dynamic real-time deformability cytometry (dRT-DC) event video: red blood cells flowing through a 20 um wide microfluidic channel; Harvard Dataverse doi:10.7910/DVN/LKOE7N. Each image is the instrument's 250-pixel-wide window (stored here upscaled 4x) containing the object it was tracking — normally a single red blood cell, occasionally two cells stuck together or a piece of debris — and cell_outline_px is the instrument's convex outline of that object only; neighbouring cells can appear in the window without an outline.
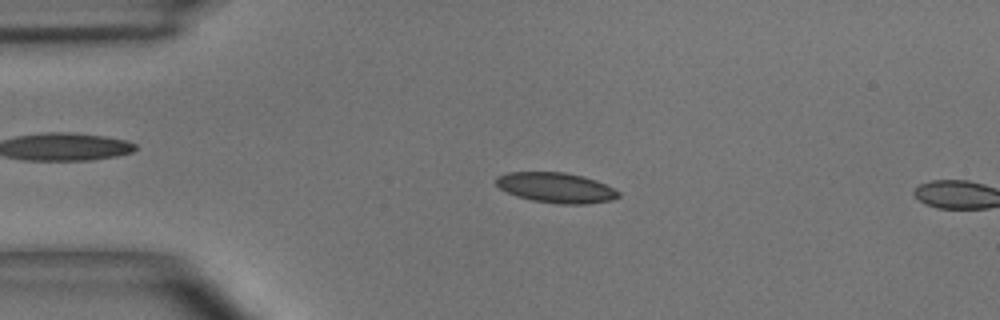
{"species": "common noctule bat (a hibernating species)", "species_latin": "Nyctalus noctula", "temperature_condition": "room temperature", "stored_images_in_passage": 13, "camera_frame_rate_fps": 3000, "um_per_image_px": 0.085, "animal": {"sex": "male", "body_mass_g": 15.6}, "frame": {"image": 1, "passage_image": 11, "time_ms": 3.333, "image_size_px": [1000, 320], "cell_outline_px": [[620, 196], [612, 200], [584, 204], [560, 204], [532, 200], [516, 196], [500, 188], [496, 184], [496, 176], [508, 172], [564, 172], [584, 176], [596, 180], [620, 192]], "centroid_in_image_um": [47.26, 15.95], "position_along_channel_um": 37.7, "area_um2": 21.5}}